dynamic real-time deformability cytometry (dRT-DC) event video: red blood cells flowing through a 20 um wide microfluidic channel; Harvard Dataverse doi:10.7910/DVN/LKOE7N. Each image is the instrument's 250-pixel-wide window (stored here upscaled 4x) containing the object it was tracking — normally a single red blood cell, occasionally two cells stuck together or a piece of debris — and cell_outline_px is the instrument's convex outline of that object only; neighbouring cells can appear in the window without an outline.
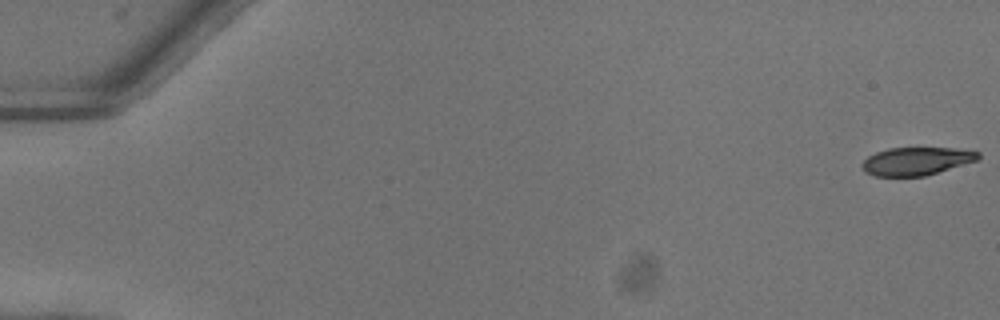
{"species": "common noctule bat (a hibernating species)", "species_latin": "Nyctalus noctula", "temperature_condition": "warm", "stored_images_in_passage": 14, "camera_frame_rate_fps": 3000, "um_per_image_px": 0.085, "animal": {"sex": "female"}, "frame": {"image": 1, "passage_image": 1, "time_ms": 0.0, "image_size_px": [1000, 320], "cell_outline_px": [[980, 156], [976, 160], [924, 176], [876, 176], [864, 172], [860, 164], [868, 156], [876, 152], [888, 148], [952, 148], [980, 152]], "centroid_in_image_um": [77.83, 13.69], "position_along_channel_um": 7.2, "area_um2": 18.73}}
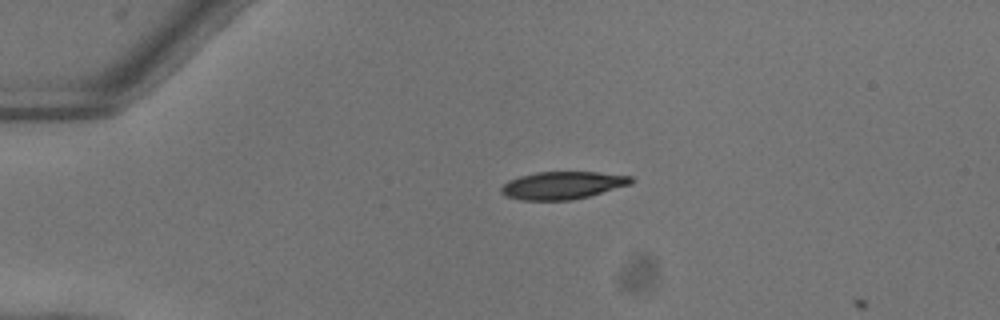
{"frame": {"image": 2, "passage_image": 13, "time_ms": 4.0, "image_size_px": [1000, 320], "cell_outline_px": [[632, 184], [588, 196], [572, 200], [520, 200], [504, 196], [500, 192], [500, 188], [508, 180], [520, 176], [536, 172], [596, 172], [632, 176]], "centroid_in_image_um": [47.78, 15.75], "position_along_channel_um": 37.2, "area_um2": 20.92}}